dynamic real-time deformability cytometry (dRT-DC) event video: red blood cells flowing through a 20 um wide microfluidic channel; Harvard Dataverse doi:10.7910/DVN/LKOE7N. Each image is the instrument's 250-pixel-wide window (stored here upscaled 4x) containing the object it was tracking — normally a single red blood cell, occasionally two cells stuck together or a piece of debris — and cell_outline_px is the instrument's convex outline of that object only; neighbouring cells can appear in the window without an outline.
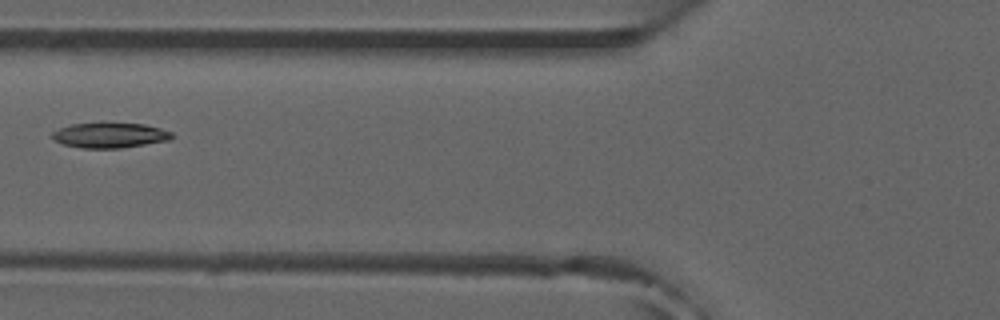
{"species": "common noctule bat (a hibernating species)", "species_latin": "Nyctalus noctula", "temperature_condition": "room temperature", "stored_images_in_passage": 3, "camera_frame_rate_fps": 3000, "um_per_image_px": 0.085, "animal": {"sex": "male", "forearm_length_mm": 52.5}, "frame": {"image": 1, "passage_image": 2, "time_ms": 0.333, "image_size_px": [1000, 320], "cell_outline_px": [[172, 136], [168, 140], [120, 148], [84, 148], [64, 144], [56, 140], [52, 136], [52, 132], [60, 128], [72, 124], [144, 124], [160, 128], [172, 132]], "centroid_in_image_um": [9.34, 11.5], "position_along_channel_um": 116.5, "area_um2": 16.94}}
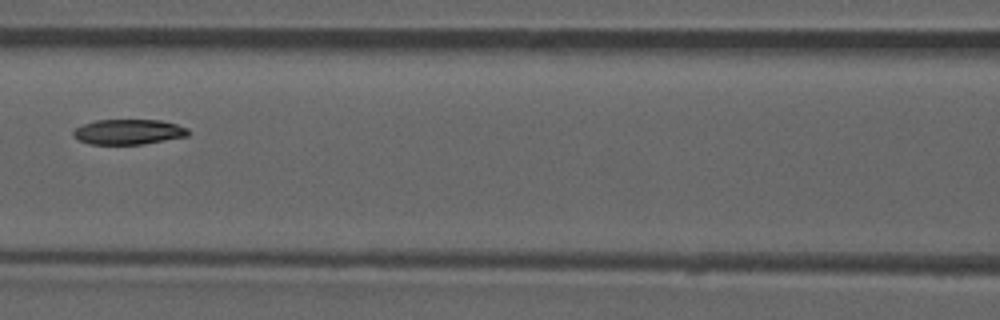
{"frame": {"image": 2, "passage_image": 3, "time_ms": 0.667, "image_size_px": [1000, 320], "cell_outline_px": [[188, 136], [144, 144], [88, 144], [80, 140], [72, 132], [76, 128], [84, 124], [96, 120], [160, 120], [176, 124], [188, 128]], "centroid_in_image_um": [10.95, 11.21], "position_along_channel_um": 155.7, "area_um2": 16.7}}